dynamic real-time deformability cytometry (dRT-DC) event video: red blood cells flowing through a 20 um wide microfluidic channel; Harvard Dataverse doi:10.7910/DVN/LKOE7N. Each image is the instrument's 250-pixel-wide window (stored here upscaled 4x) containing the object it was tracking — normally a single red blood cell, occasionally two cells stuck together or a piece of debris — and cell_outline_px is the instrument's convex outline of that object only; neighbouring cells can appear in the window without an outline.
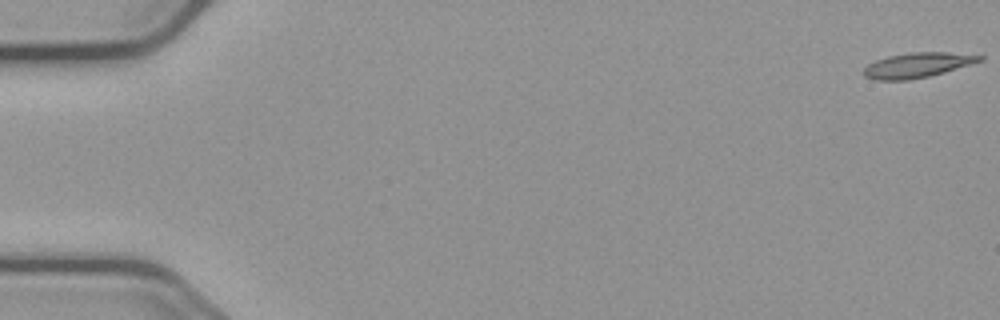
{"species": "common noctule bat (a hibernating species)", "species_latin": "Nyctalus noctula", "temperature_condition": "cold", "stored_images_in_passage": 56, "camera_frame_rate_fps": 3000, "um_per_image_px": 0.085, "animal": {"sex": "male", "body_mass_g": 23.1, "forearm_length_mm": 52.7}, "frame": {"image": 1, "passage_image": 1, "time_ms": 0.0, "image_size_px": [1000, 320], "cell_outline_px": [[984, 60], [928, 76], [908, 80], [876, 80], [864, 76], [864, 68], [868, 64], [876, 60], [888, 56], [912, 52], [948, 52], [984, 56]], "centroid_in_image_um": [77.95, 5.53], "position_along_channel_um": 7.0, "area_um2": 16.59}}
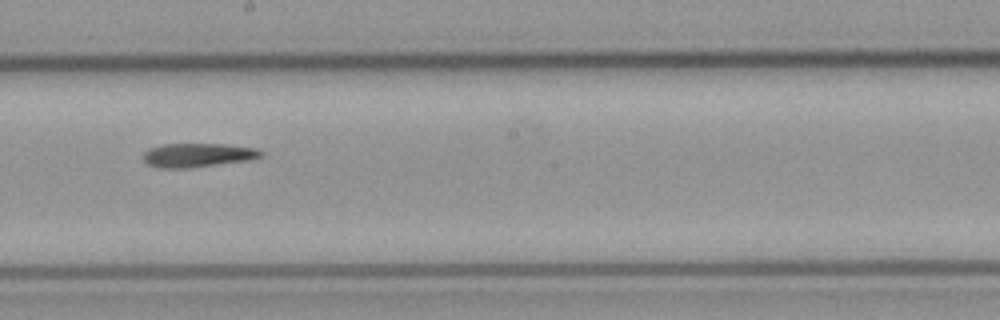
{"frame": {"image": 2, "passage_image": 32, "time_ms": 10.333, "image_size_px": [1000, 320], "cell_outline_px": [[264, 156], [252, 160], [188, 168], [156, 168], [148, 164], [144, 160], [144, 152], [148, 148], [164, 144], [224, 144], [256, 148], [264, 152]], "centroid_in_image_um": [16.84, 13.19], "position_along_channel_um": 231.4, "area_um2": 16.59}}
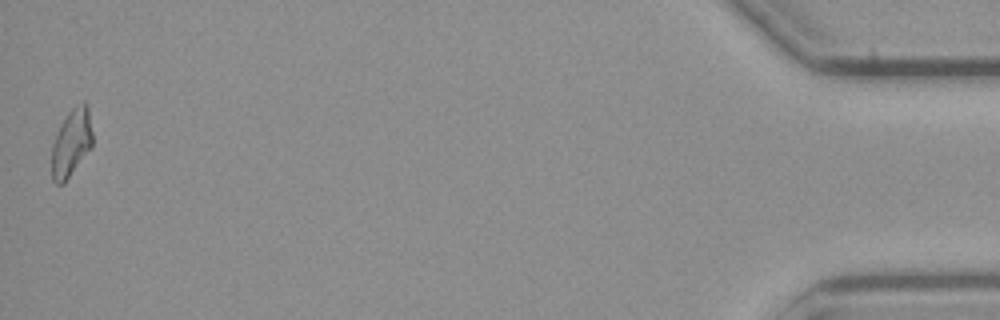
{"frame": {"image": 3, "passage_image": 56, "time_ms": 18.333, "image_size_px": [1000, 320], "cell_outline_px": [[92, 148], [64, 184], [56, 184], [52, 180], [52, 144], [56, 132], [60, 124], [68, 112], [76, 104], [84, 100], [88, 104], [92, 132]], "centroid_in_image_um": [6.08, 12.13], "position_along_channel_um": 429.1, "area_um2": 16.47}}